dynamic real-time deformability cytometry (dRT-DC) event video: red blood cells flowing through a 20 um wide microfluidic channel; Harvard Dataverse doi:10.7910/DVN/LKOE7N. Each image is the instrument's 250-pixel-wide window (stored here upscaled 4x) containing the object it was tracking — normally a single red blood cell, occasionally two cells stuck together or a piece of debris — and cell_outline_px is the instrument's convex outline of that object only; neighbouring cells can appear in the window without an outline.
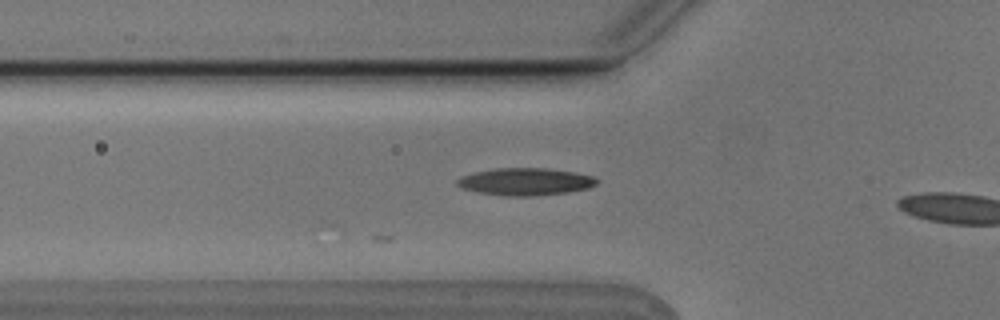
{"species": "Egyptian fruit bat (a non-hibernating species)", "species_latin": "Rousettus aegyptiacus", "temperature_condition": "cold", "stored_images_in_passage": 5, "camera_frame_rate_fps": 3000, "um_per_image_px": 0.085, "animal": {"sex": "male"}, "frame": {"image": 1, "passage_image": 4, "time_ms": 1.0, "image_size_px": [1000, 320], "cell_outline_px": [[600, 180], [596, 184], [588, 188], [568, 192], [536, 196], [504, 196], [476, 192], [460, 188], [456, 184], [456, 180], [460, 176], [472, 172], [496, 168], [544, 168], [576, 172], [592, 176]], "centroid_in_image_um": [44.61, 15.44], "position_along_channel_um": 81.2, "area_um2": 22.54}}